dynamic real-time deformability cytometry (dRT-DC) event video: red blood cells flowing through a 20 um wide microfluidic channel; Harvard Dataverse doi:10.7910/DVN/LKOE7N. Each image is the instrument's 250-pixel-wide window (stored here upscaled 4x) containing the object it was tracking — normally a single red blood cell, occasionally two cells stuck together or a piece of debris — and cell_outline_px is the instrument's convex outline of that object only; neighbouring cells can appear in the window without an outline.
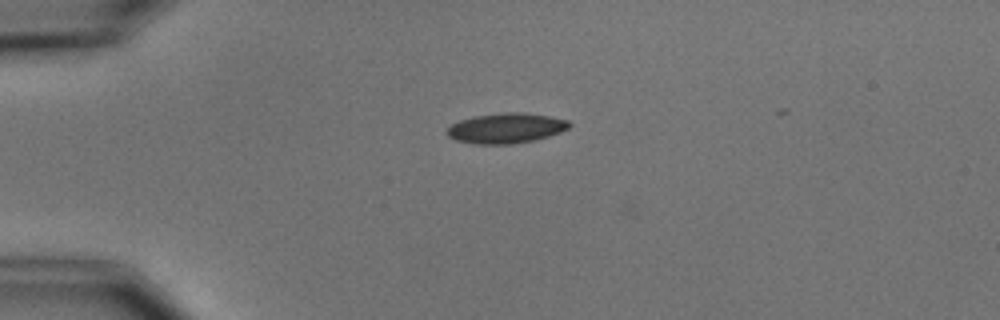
{"species": "common noctule bat (a hibernating species)", "species_latin": "Nyctalus noctula", "temperature_condition": "cold", "stored_images_in_passage": 5, "camera_frame_rate_fps": 3000, "um_per_image_px": 0.085, "animal": {"sex": "male", "body_mass_g": 15.6}, "frame": {"image": 1, "passage_image": 4, "time_ms": 4.333, "image_size_px": [1000, 320], "cell_outline_px": [[572, 124], [568, 128], [560, 132], [548, 136], [532, 140], [512, 144], [472, 144], [456, 140], [448, 136], [444, 132], [452, 124], [460, 120], [472, 116], [504, 112], [520, 112], [548, 116], [568, 120]], "centroid_in_image_um": [42.97, 10.89], "position_along_channel_um": 42.0, "area_um2": 21.5}}